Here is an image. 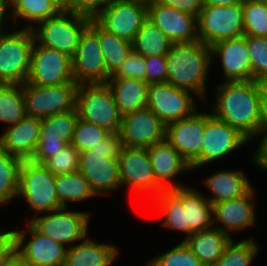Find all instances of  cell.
<instances>
[{"label": "cell", "mask_w": 267, "mask_h": 266, "mask_svg": "<svg viewBox=\"0 0 267 266\" xmlns=\"http://www.w3.org/2000/svg\"><path fill=\"white\" fill-rule=\"evenodd\" d=\"M147 150L156 181L165 190L185 186L173 179L192 171L191 166L166 139L147 147Z\"/></svg>", "instance_id": "cb8c5ba5"}, {"label": "cell", "mask_w": 267, "mask_h": 266, "mask_svg": "<svg viewBox=\"0 0 267 266\" xmlns=\"http://www.w3.org/2000/svg\"><path fill=\"white\" fill-rule=\"evenodd\" d=\"M192 92L177 88L168 82L151 84L147 107L165 124L191 116L197 107Z\"/></svg>", "instance_id": "4fadbf2b"}, {"label": "cell", "mask_w": 267, "mask_h": 266, "mask_svg": "<svg viewBox=\"0 0 267 266\" xmlns=\"http://www.w3.org/2000/svg\"><path fill=\"white\" fill-rule=\"evenodd\" d=\"M202 141L201 166H204L231 155L250 140L236 128L207 112L204 113Z\"/></svg>", "instance_id": "9a60e30c"}, {"label": "cell", "mask_w": 267, "mask_h": 266, "mask_svg": "<svg viewBox=\"0 0 267 266\" xmlns=\"http://www.w3.org/2000/svg\"><path fill=\"white\" fill-rule=\"evenodd\" d=\"M122 148L121 136L119 132H114L90 150L80 153L78 171L88 181L96 196L121 189L118 157Z\"/></svg>", "instance_id": "3957f363"}, {"label": "cell", "mask_w": 267, "mask_h": 266, "mask_svg": "<svg viewBox=\"0 0 267 266\" xmlns=\"http://www.w3.org/2000/svg\"><path fill=\"white\" fill-rule=\"evenodd\" d=\"M139 1H143V2H146V3H150V2H153V1H156V0H139Z\"/></svg>", "instance_id": "6f0895ef"}, {"label": "cell", "mask_w": 267, "mask_h": 266, "mask_svg": "<svg viewBox=\"0 0 267 266\" xmlns=\"http://www.w3.org/2000/svg\"><path fill=\"white\" fill-rule=\"evenodd\" d=\"M65 6L70 0H59Z\"/></svg>", "instance_id": "9f6ffc18"}, {"label": "cell", "mask_w": 267, "mask_h": 266, "mask_svg": "<svg viewBox=\"0 0 267 266\" xmlns=\"http://www.w3.org/2000/svg\"><path fill=\"white\" fill-rule=\"evenodd\" d=\"M211 65L210 46L199 40L174 43L166 55L167 82L192 92L195 97L206 102V82Z\"/></svg>", "instance_id": "7a4b0ae2"}, {"label": "cell", "mask_w": 267, "mask_h": 266, "mask_svg": "<svg viewBox=\"0 0 267 266\" xmlns=\"http://www.w3.org/2000/svg\"><path fill=\"white\" fill-rule=\"evenodd\" d=\"M256 3H263V4H267V0H250Z\"/></svg>", "instance_id": "11a10c76"}, {"label": "cell", "mask_w": 267, "mask_h": 266, "mask_svg": "<svg viewBox=\"0 0 267 266\" xmlns=\"http://www.w3.org/2000/svg\"><path fill=\"white\" fill-rule=\"evenodd\" d=\"M34 42L30 28L0 32V84L23 85L27 82Z\"/></svg>", "instance_id": "8992f818"}, {"label": "cell", "mask_w": 267, "mask_h": 266, "mask_svg": "<svg viewBox=\"0 0 267 266\" xmlns=\"http://www.w3.org/2000/svg\"><path fill=\"white\" fill-rule=\"evenodd\" d=\"M15 250V237L11 230H6V232L0 237V266L6 262Z\"/></svg>", "instance_id": "c3c4849f"}, {"label": "cell", "mask_w": 267, "mask_h": 266, "mask_svg": "<svg viewBox=\"0 0 267 266\" xmlns=\"http://www.w3.org/2000/svg\"><path fill=\"white\" fill-rule=\"evenodd\" d=\"M251 59L252 80L267 76V38L246 35Z\"/></svg>", "instance_id": "7bdbcfd3"}, {"label": "cell", "mask_w": 267, "mask_h": 266, "mask_svg": "<svg viewBox=\"0 0 267 266\" xmlns=\"http://www.w3.org/2000/svg\"><path fill=\"white\" fill-rule=\"evenodd\" d=\"M73 80L79 84L106 83L107 72L97 34L88 26L82 33L72 58Z\"/></svg>", "instance_id": "e0dca14e"}, {"label": "cell", "mask_w": 267, "mask_h": 266, "mask_svg": "<svg viewBox=\"0 0 267 266\" xmlns=\"http://www.w3.org/2000/svg\"><path fill=\"white\" fill-rule=\"evenodd\" d=\"M80 152L72 145H66L43 164L54 174L63 175L74 173L79 168Z\"/></svg>", "instance_id": "b9f144b4"}, {"label": "cell", "mask_w": 267, "mask_h": 266, "mask_svg": "<svg viewBox=\"0 0 267 266\" xmlns=\"http://www.w3.org/2000/svg\"><path fill=\"white\" fill-rule=\"evenodd\" d=\"M118 163L122 187L154 194L152 197L165 190L156 181L147 148L123 146Z\"/></svg>", "instance_id": "5bb4252c"}, {"label": "cell", "mask_w": 267, "mask_h": 266, "mask_svg": "<svg viewBox=\"0 0 267 266\" xmlns=\"http://www.w3.org/2000/svg\"><path fill=\"white\" fill-rule=\"evenodd\" d=\"M109 131L97 126L94 123L87 122L81 118H78L74 135L71 144L81 153L90 150L102 139H104Z\"/></svg>", "instance_id": "ab89813d"}, {"label": "cell", "mask_w": 267, "mask_h": 266, "mask_svg": "<svg viewBox=\"0 0 267 266\" xmlns=\"http://www.w3.org/2000/svg\"><path fill=\"white\" fill-rule=\"evenodd\" d=\"M89 27L97 34L107 72L112 75L132 50V43L103 29L94 19Z\"/></svg>", "instance_id": "d6a6232c"}, {"label": "cell", "mask_w": 267, "mask_h": 266, "mask_svg": "<svg viewBox=\"0 0 267 266\" xmlns=\"http://www.w3.org/2000/svg\"><path fill=\"white\" fill-rule=\"evenodd\" d=\"M22 162V159L0 149V205L2 206L14 198L17 199Z\"/></svg>", "instance_id": "8d00e7d4"}, {"label": "cell", "mask_w": 267, "mask_h": 266, "mask_svg": "<svg viewBox=\"0 0 267 266\" xmlns=\"http://www.w3.org/2000/svg\"><path fill=\"white\" fill-rule=\"evenodd\" d=\"M148 19V3L139 0H112L94 20L106 31L133 42Z\"/></svg>", "instance_id": "8fae6325"}, {"label": "cell", "mask_w": 267, "mask_h": 266, "mask_svg": "<svg viewBox=\"0 0 267 266\" xmlns=\"http://www.w3.org/2000/svg\"><path fill=\"white\" fill-rule=\"evenodd\" d=\"M174 43L150 19L137 32L132 49L141 56H166Z\"/></svg>", "instance_id": "836d02e7"}, {"label": "cell", "mask_w": 267, "mask_h": 266, "mask_svg": "<svg viewBox=\"0 0 267 266\" xmlns=\"http://www.w3.org/2000/svg\"><path fill=\"white\" fill-rule=\"evenodd\" d=\"M17 198L26 200L36 215L63 208L56 191V175L44 164L31 160L21 164Z\"/></svg>", "instance_id": "5b68a950"}, {"label": "cell", "mask_w": 267, "mask_h": 266, "mask_svg": "<svg viewBox=\"0 0 267 266\" xmlns=\"http://www.w3.org/2000/svg\"><path fill=\"white\" fill-rule=\"evenodd\" d=\"M122 116L147 107L149 84L135 78H109L106 82Z\"/></svg>", "instance_id": "f1b7e54d"}, {"label": "cell", "mask_w": 267, "mask_h": 266, "mask_svg": "<svg viewBox=\"0 0 267 266\" xmlns=\"http://www.w3.org/2000/svg\"><path fill=\"white\" fill-rule=\"evenodd\" d=\"M245 0H204V6H231L243 4Z\"/></svg>", "instance_id": "db71d44e"}, {"label": "cell", "mask_w": 267, "mask_h": 266, "mask_svg": "<svg viewBox=\"0 0 267 266\" xmlns=\"http://www.w3.org/2000/svg\"><path fill=\"white\" fill-rule=\"evenodd\" d=\"M215 88L211 114L239 130L249 140L260 137L264 127L256 81H223Z\"/></svg>", "instance_id": "6da1fadb"}, {"label": "cell", "mask_w": 267, "mask_h": 266, "mask_svg": "<svg viewBox=\"0 0 267 266\" xmlns=\"http://www.w3.org/2000/svg\"><path fill=\"white\" fill-rule=\"evenodd\" d=\"M255 81L260 93L262 122L265 129L267 128V76L261 77Z\"/></svg>", "instance_id": "f907efd6"}, {"label": "cell", "mask_w": 267, "mask_h": 266, "mask_svg": "<svg viewBox=\"0 0 267 266\" xmlns=\"http://www.w3.org/2000/svg\"><path fill=\"white\" fill-rule=\"evenodd\" d=\"M112 0H70L64 8L94 19Z\"/></svg>", "instance_id": "bcb514c9"}, {"label": "cell", "mask_w": 267, "mask_h": 266, "mask_svg": "<svg viewBox=\"0 0 267 266\" xmlns=\"http://www.w3.org/2000/svg\"><path fill=\"white\" fill-rule=\"evenodd\" d=\"M146 266H204L184 240L171 250L147 261Z\"/></svg>", "instance_id": "60d3db41"}, {"label": "cell", "mask_w": 267, "mask_h": 266, "mask_svg": "<svg viewBox=\"0 0 267 266\" xmlns=\"http://www.w3.org/2000/svg\"><path fill=\"white\" fill-rule=\"evenodd\" d=\"M76 82L53 86L23 84L26 115L44 119L76 108Z\"/></svg>", "instance_id": "9c48e42d"}, {"label": "cell", "mask_w": 267, "mask_h": 266, "mask_svg": "<svg viewBox=\"0 0 267 266\" xmlns=\"http://www.w3.org/2000/svg\"><path fill=\"white\" fill-rule=\"evenodd\" d=\"M56 191L60 204L67 208L69 201L80 202L96 196L88 181L79 171L56 175Z\"/></svg>", "instance_id": "d590c367"}, {"label": "cell", "mask_w": 267, "mask_h": 266, "mask_svg": "<svg viewBox=\"0 0 267 266\" xmlns=\"http://www.w3.org/2000/svg\"><path fill=\"white\" fill-rule=\"evenodd\" d=\"M90 17L63 9L58 15L32 27L35 41L74 57L80 37L91 22Z\"/></svg>", "instance_id": "277c9868"}, {"label": "cell", "mask_w": 267, "mask_h": 266, "mask_svg": "<svg viewBox=\"0 0 267 266\" xmlns=\"http://www.w3.org/2000/svg\"><path fill=\"white\" fill-rule=\"evenodd\" d=\"M232 240L218 228L193 233L184 242L204 266H214Z\"/></svg>", "instance_id": "f546056e"}, {"label": "cell", "mask_w": 267, "mask_h": 266, "mask_svg": "<svg viewBox=\"0 0 267 266\" xmlns=\"http://www.w3.org/2000/svg\"><path fill=\"white\" fill-rule=\"evenodd\" d=\"M150 19L173 43H189L199 40L197 17L168 6L148 3Z\"/></svg>", "instance_id": "7402d4cb"}, {"label": "cell", "mask_w": 267, "mask_h": 266, "mask_svg": "<svg viewBox=\"0 0 267 266\" xmlns=\"http://www.w3.org/2000/svg\"><path fill=\"white\" fill-rule=\"evenodd\" d=\"M79 118L110 133L119 132L122 115L107 83L79 84L76 92Z\"/></svg>", "instance_id": "52a82bcc"}, {"label": "cell", "mask_w": 267, "mask_h": 266, "mask_svg": "<svg viewBox=\"0 0 267 266\" xmlns=\"http://www.w3.org/2000/svg\"><path fill=\"white\" fill-rule=\"evenodd\" d=\"M10 3L12 22L15 24L16 19L26 20V28L30 29L37 23L58 15L64 9L59 0H10Z\"/></svg>", "instance_id": "4dcf8cb0"}, {"label": "cell", "mask_w": 267, "mask_h": 266, "mask_svg": "<svg viewBox=\"0 0 267 266\" xmlns=\"http://www.w3.org/2000/svg\"><path fill=\"white\" fill-rule=\"evenodd\" d=\"M204 136V112L166 125V140L190 164L191 169L201 168V146Z\"/></svg>", "instance_id": "d6986e66"}, {"label": "cell", "mask_w": 267, "mask_h": 266, "mask_svg": "<svg viewBox=\"0 0 267 266\" xmlns=\"http://www.w3.org/2000/svg\"><path fill=\"white\" fill-rule=\"evenodd\" d=\"M210 47L212 65L215 57H220L225 81L252 80L251 59L246 45V35L224 39Z\"/></svg>", "instance_id": "603a6c76"}, {"label": "cell", "mask_w": 267, "mask_h": 266, "mask_svg": "<svg viewBox=\"0 0 267 266\" xmlns=\"http://www.w3.org/2000/svg\"><path fill=\"white\" fill-rule=\"evenodd\" d=\"M260 139L256 153L254 152L252 156V161L258 168L267 171V128L260 135Z\"/></svg>", "instance_id": "681fc988"}, {"label": "cell", "mask_w": 267, "mask_h": 266, "mask_svg": "<svg viewBox=\"0 0 267 266\" xmlns=\"http://www.w3.org/2000/svg\"><path fill=\"white\" fill-rule=\"evenodd\" d=\"M244 35L267 38V4L245 0Z\"/></svg>", "instance_id": "f35d334b"}, {"label": "cell", "mask_w": 267, "mask_h": 266, "mask_svg": "<svg viewBox=\"0 0 267 266\" xmlns=\"http://www.w3.org/2000/svg\"><path fill=\"white\" fill-rule=\"evenodd\" d=\"M78 118L75 108L41 119L38 145L31 161L43 164L66 145L71 144Z\"/></svg>", "instance_id": "ac0fdd59"}, {"label": "cell", "mask_w": 267, "mask_h": 266, "mask_svg": "<svg viewBox=\"0 0 267 266\" xmlns=\"http://www.w3.org/2000/svg\"><path fill=\"white\" fill-rule=\"evenodd\" d=\"M25 116L23 85L0 84V123L9 127Z\"/></svg>", "instance_id": "e575fe53"}, {"label": "cell", "mask_w": 267, "mask_h": 266, "mask_svg": "<svg viewBox=\"0 0 267 266\" xmlns=\"http://www.w3.org/2000/svg\"><path fill=\"white\" fill-rule=\"evenodd\" d=\"M253 238L235 242L232 239L214 266H251L259 253V245Z\"/></svg>", "instance_id": "74e56055"}, {"label": "cell", "mask_w": 267, "mask_h": 266, "mask_svg": "<svg viewBox=\"0 0 267 266\" xmlns=\"http://www.w3.org/2000/svg\"><path fill=\"white\" fill-rule=\"evenodd\" d=\"M212 195L205 197L214 205L215 203L239 198L245 195L253 186L243 170H219L204 178L203 181Z\"/></svg>", "instance_id": "484cf974"}, {"label": "cell", "mask_w": 267, "mask_h": 266, "mask_svg": "<svg viewBox=\"0 0 267 266\" xmlns=\"http://www.w3.org/2000/svg\"><path fill=\"white\" fill-rule=\"evenodd\" d=\"M26 224V230L11 229L15 237L16 251L31 266H64L67 248L39 233L29 222ZM27 234H30L29 238L26 237Z\"/></svg>", "instance_id": "2e32d148"}, {"label": "cell", "mask_w": 267, "mask_h": 266, "mask_svg": "<svg viewBox=\"0 0 267 266\" xmlns=\"http://www.w3.org/2000/svg\"><path fill=\"white\" fill-rule=\"evenodd\" d=\"M41 119L25 116L0 134V149L22 160H31L39 139Z\"/></svg>", "instance_id": "d4e9b609"}, {"label": "cell", "mask_w": 267, "mask_h": 266, "mask_svg": "<svg viewBox=\"0 0 267 266\" xmlns=\"http://www.w3.org/2000/svg\"><path fill=\"white\" fill-rule=\"evenodd\" d=\"M155 2L196 17L204 7V0H156Z\"/></svg>", "instance_id": "7dc6e473"}, {"label": "cell", "mask_w": 267, "mask_h": 266, "mask_svg": "<svg viewBox=\"0 0 267 266\" xmlns=\"http://www.w3.org/2000/svg\"><path fill=\"white\" fill-rule=\"evenodd\" d=\"M197 26L199 41L208 46L224 39L243 36V4L204 6L197 17Z\"/></svg>", "instance_id": "30bf717a"}, {"label": "cell", "mask_w": 267, "mask_h": 266, "mask_svg": "<svg viewBox=\"0 0 267 266\" xmlns=\"http://www.w3.org/2000/svg\"><path fill=\"white\" fill-rule=\"evenodd\" d=\"M75 82L72 74V58L36 41L31 50L30 71L27 83L36 86H53Z\"/></svg>", "instance_id": "7c38bea8"}, {"label": "cell", "mask_w": 267, "mask_h": 266, "mask_svg": "<svg viewBox=\"0 0 267 266\" xmlns=\"http://www.w3.org/2000/svg\"><path fill=\"white\" fill-rule=\"evenodd\" d=\"M146 59V70L144 81L151 84L167 82L166 56H149Z\"/></svg>", "instance_id": "f6af8a7d"}, {"label": "cell", "mask_w": 267, "mask_h": 266, "mask_svg": "<svg viewBox=\"0 0 267 266\" xmlns=\"http://www.w3.org/2000/svg\"><path fill=\"white\" fill-rule=\"evenodd\" d=\"M119 134L123 146L147 148L166 139V125L146 107L122 116Z\"/></svg>", "instance_id": "ffe728a7"}, {"label": "cell", "mask_w": 267, "mask_h": 266, "mask_svg": "<svg viewBox=\"0 0 267 266\" xmlns=\"http://www.w3.org/2000/svg\"><path fill=\"white\" fill-rule=\"evenodd\" d=\"M6 231H0V237L5 233Z\"/></svg>", "instance_id": "680465c9"}, {"label": "cell", "mask_w": 267, "mask_h": 266, "mask_svg": "<svg viewBox=\"0 0 267 266\" xmlns=\"http://www.w3.org/2000/svg\"><path fill=\"white\" fill-rule=\"evenodd\" d=\"M171 190L183 201V204H187V224L190 225V236L214 227L213 205L204 193L187 185Z\"/></svg>", "instance_id": "83f0119b"}, {"label": "cell", "mask_w": 267, "mask_h": 266, "mask_svg": "<svg viewBox=\"0 0 267 266\" xmlns=\"http://www.w3.org/2000/svg\"><path fill=\"white\" fill-rule=\"evenodd\" d=\"M118 254L116 245L95 242L87 235L81 243L67 248L64 266H111Z\"/></svg>", "instance_id": "4316f807"}, {"label": "cell", "mask_w": 267, "mask_h": 266, "mask_svg": "<svg viewBox=\"0 0 267 266\" xmlns=\"http://www.w3.org/2000/svg\"><path fill=\"white\" fill-rule=\"evenodd\" d=\"M253 188L239 198L224 200L213 205L215 228L232 238L231 232L243 231L256 223V207L253 202L256 195Z\"/></svg>", "instance_id": "44dd1931"}, {"label": "cell", "mask_w": 267, "mask_h": 266, "mask_svg": "<svg viewBox=\"0 0 267 266\" xmlns=\"http://www.w3.org/2000/svg\"><path fill=\"white\" fill-rule=\"evenodd\" d=\"M2 266H31L16 250Z\"/></svg>", "instance_id": "f5cc1de1"}, {"label": "cell", "mask_w": 267, "mask_h": 266, "mask_svg": "<svg viewBox=\"0 0 267 266\" xmlns=\"http://www.w3.org/2000/svg\"><path fill=\"white\" fill-rule=\"evenodd\" d=\"M8 9H11V3L10 0H0V32H3L5 29V19H11V11H8Z\"/></svg>", "instance_id": "816d5d0a"}, {"label": "cell", "mask_w": 267, "mask_h": 266, "mask_svg": "<svg viewBox=\"0 0 267 266\" xmlns=\"http://www.w3.org/2000/svg\"><path fill=\"white\" fill-rule=\"evenodd\" d=\"M153 200L158 212L164 218L162 225L171 230L184 232V240H186L190 236V225L187 224V204H183V201L171 189L163 190L153 197Z\"/></svg>", "instance_id": "1f68e13d"}, {"label": "cell", "mask_w": 267, "mask_h": 266, "mask_svg": "<svg viewBox=\"0 0 267 266\" xmlns=\"http://www.w3.org/2000/svg\"><path fill=\"white\" fill-rule=\"evenodd\" d=\"M146 59L133 49L110 78H135L144 81Z\"/></svg>", "instance_id": "ee69618b"}, {"label": "cell", "mask_w": 267, "mask_h": 266, "mask_svg": "<svg viewBox=\"0 0 267 266\" xmlns=\"http://www.w3.org/2000/svg\"><path fill=\"white\" fill-rule=\"evenodd\" d=\"M35 216L28 222L39 233L64 245L66 248L72 247L74 242L77 243L89 235L90 213L88 212L70 211L67 210V207H63L43 213L41 216L40 214Z\"/></svg>", "instance_id": "ba28073f"}]
</instances>
